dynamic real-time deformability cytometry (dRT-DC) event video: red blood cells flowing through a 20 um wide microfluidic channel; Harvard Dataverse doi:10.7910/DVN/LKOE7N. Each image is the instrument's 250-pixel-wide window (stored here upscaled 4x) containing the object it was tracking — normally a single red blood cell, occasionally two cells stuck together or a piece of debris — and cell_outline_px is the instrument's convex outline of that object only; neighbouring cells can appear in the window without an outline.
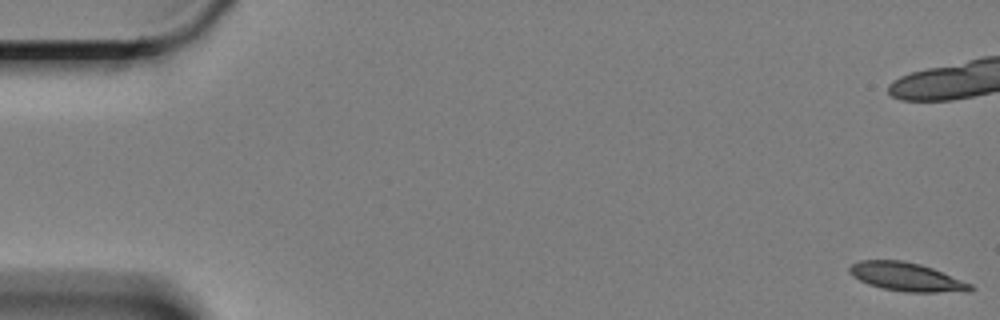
{"species": "Egyptian fruit bat (a non-hibernating species)", "species_latin": "Rousettus aegyptiacus", "temperature_condition": "cold", "stored_images_in_passage": 12, "camera_frame_rate_fps": 3000, "um_per_image_px": 0.085, "animal": {"sex": "female"}, "frame": {"image": 1, "passage_image": 1, "time_ms": 0.0, "image_size_px": [1000, 320], "cell_outline_px": [[976, 288], [968, 292], [904, 292], [884, 288], [868, 284], [852, 276], [848, 272], [848, 268], [852, 264], [860, 260], [900, 260], [920, 264], [932, 268], [972, 284]], "centroid_in_image_um": [77.07, 23.54], "position_along_channel_um": 7.9, "area_um2": 20.11}}